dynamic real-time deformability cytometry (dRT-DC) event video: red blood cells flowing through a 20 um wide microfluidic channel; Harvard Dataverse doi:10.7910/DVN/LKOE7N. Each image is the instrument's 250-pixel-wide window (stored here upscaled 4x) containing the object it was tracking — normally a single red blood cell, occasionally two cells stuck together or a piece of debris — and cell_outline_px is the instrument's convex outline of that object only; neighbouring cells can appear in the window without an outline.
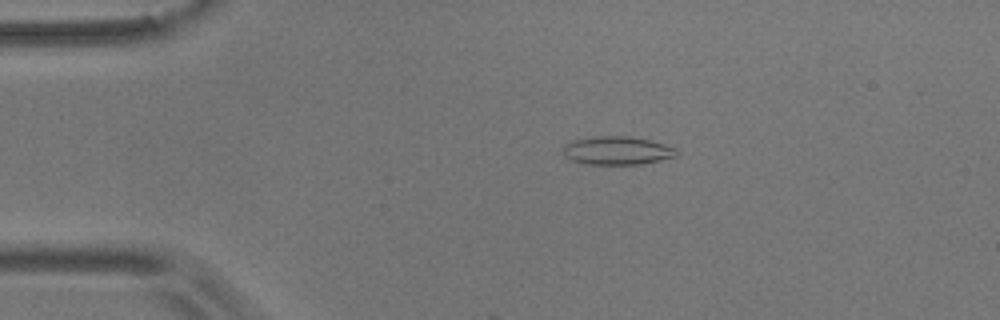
{"species": "common noctule bat (a hibernating species)", "species_latin": "Nyctalus noctula", "temperature_condition": "room temperature", "stored_images_in_passage": 11, "camera_frame_rate_fps": 3000, "um_per_image_px": 0.085, "animal": {"sex": "male", "body_mass_g": 17.9}, "frame": {"image": 1, "passage_image": 7, "time_ms": 2.0, "image_size_px": [1000, 320], "cell_outline_px": [[676, 156], [660, 160], [640, 164], [584, 164], [572, 160], [564, 156], [564, 144], [572, 140], [592, 136], [628, 136], [648, 140], [664, 144], [676, 148]], "centroid_in_image_um": [52.41, 12.79], "position_along_channel_um": 32.6, "area_um2": 18.67}}